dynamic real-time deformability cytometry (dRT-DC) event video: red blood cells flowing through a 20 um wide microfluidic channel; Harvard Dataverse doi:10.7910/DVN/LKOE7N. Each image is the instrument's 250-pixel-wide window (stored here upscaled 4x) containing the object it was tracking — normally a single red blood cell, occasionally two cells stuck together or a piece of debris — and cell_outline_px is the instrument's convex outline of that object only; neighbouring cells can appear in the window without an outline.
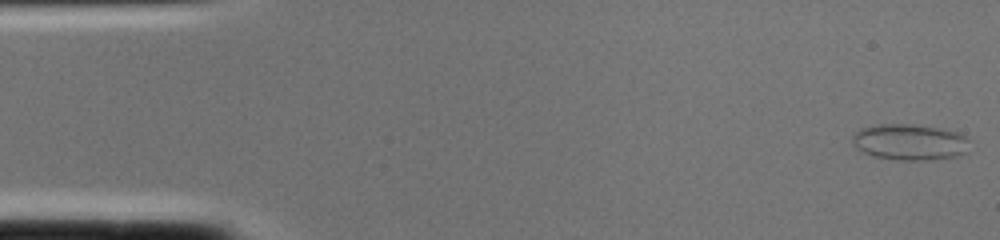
{"species": "common noctule bat (a hibernating species)", "species_latin": "Nyctalus noctula", "temperature_condition": "cold", "stored_images_in_passage": 2, "camera_frame_rate_fps": 3000, "um_per_image_px": 0.085, "animal": {"sex": "female", "body_mass_g": 22.0, "forearm_length_mm": 56.7}, "frame": {"image": 1, "passage_image": 1, "time_ms": 0.0, "image_size_px": [1000, 240], "cell_outline_px": [[968, 140], [964, 152], [960, 156], [932, 160], [896, 160], [872, 156], [860, 152], [852, 144], [852, 136], [860, 128], [880, 124], [908, 124], [936, 128], [956, 132], [964, 136]], "centroid_in_image_um": [77.25, 12.1], "position_along_channel_um": 7.8, "area_um2": 24.62}}
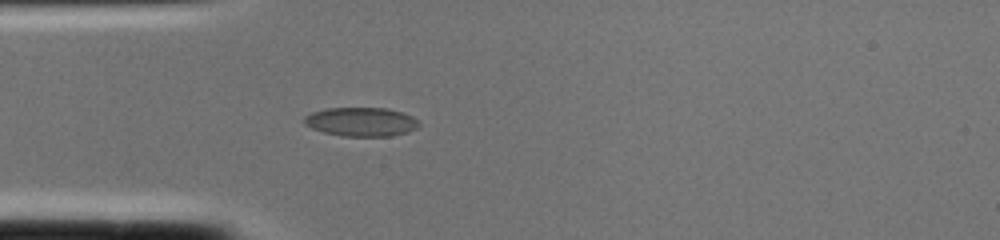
{"frame": {"image": 2, "passage_image": 2, "time_ms": 0.333, "image_size_px": [1000, 240], "cell_outline_px": [[420, 124], [416, 128], [408, 132], [392, 136], [344, 136], [324, 132], [312, 128], [304, 124], [304, 116], [312, 112], [328, 108], [388, 108], [404, 112], [412, 116]], "centroid_in_image_um": [30.71, 10.35], "position_along_channel_um": 54.3, "area_um2": 19.36}}